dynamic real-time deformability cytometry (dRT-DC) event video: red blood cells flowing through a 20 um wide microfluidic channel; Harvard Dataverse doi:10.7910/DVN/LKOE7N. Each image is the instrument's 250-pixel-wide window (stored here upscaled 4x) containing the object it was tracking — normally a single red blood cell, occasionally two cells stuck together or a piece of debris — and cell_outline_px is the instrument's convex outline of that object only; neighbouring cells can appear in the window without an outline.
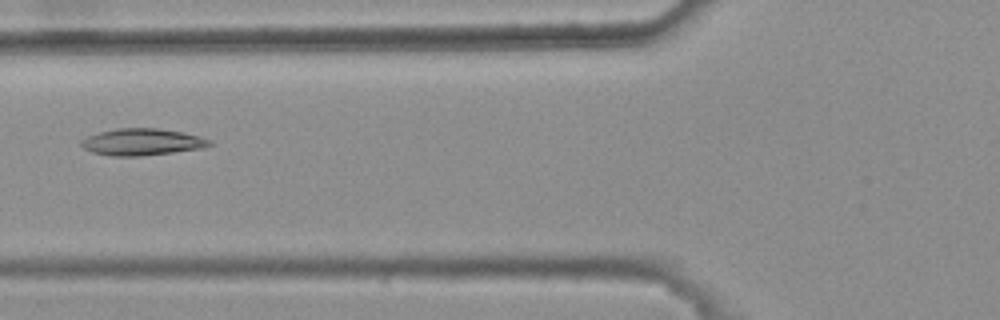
{"species": "common noctule bat (a hibernating species)", "species_latin": "Nyctalus noctula", "temperature_condition": "warm", "stored_images_in_passage": 3, "camera_frame_rate_fps": 3000, "um_per_image_px": 0.085, "animal": {"sex": "female", "body_mass_g": 25.1}, "frame": {"image": 1, "passage_image": 3, "time_ms": 0.667, "image_size_px": [1000, 320], "cell_outline_px": [[212, 144], [200, 148], [172, 152], [140, 156], [108, 156], [92, 152], [84, 148], [80, 144], [80, 140], [88, 136], [100, 132], [116, 128], [156, 128], [180, 132], [212, 140]], "centroid_in_image_um": [12.01, 12.07], "position_along_channel_um": 113.8, "area_um2": 19.77}}